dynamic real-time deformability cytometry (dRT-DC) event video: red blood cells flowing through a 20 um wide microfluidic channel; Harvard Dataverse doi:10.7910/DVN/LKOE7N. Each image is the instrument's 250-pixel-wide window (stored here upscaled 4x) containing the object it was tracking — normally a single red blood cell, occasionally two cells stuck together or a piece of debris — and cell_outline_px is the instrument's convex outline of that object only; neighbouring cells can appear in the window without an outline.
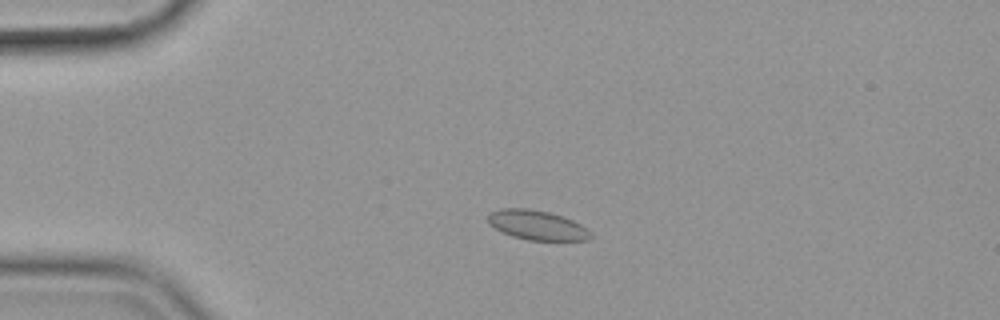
{"species": "common noctule bat (a hibernating species)", "species_latin": "Nyctalus noctula", "temperature_condition": "cold", "stored_images_in_passage": 54, "camera_frame_rate_fps": 3000, "um_per_image_px": 0.085, "animal": {"sex": "female", "body_mass_g": 19.9}, "frame": {"image": 1, "passage_image": 11, "time_ms": 3.333, "image_size_px": [1000, 320], "cell_outline_px": [[592, 236], [588, 240], [528, 240], [512, 236], [488, 224], [488, 212], [500, 208], [528, 208], [548, 212], [572, 220], [580, 224], [592, 232]], "centroid_in_image_um": [45.63, 19.13], "position_along_channel_um": 39.4, "area_um2": 17.63}}
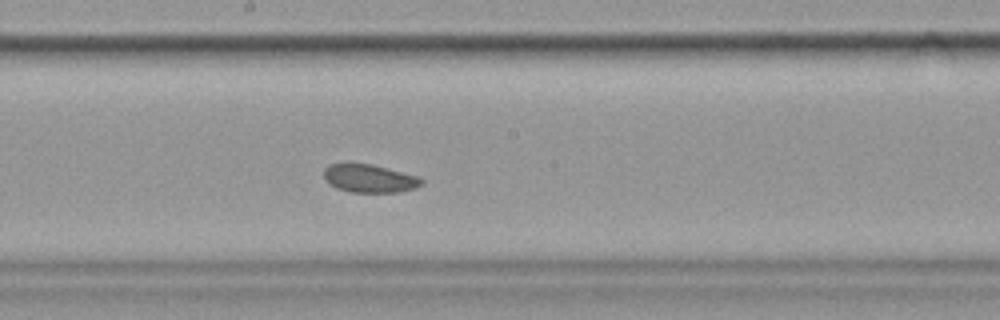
{"frame": {"image": 2, "passage_image": 29, "time_ms": 9.333, "image_size_px": [1000, 320], "cell_outline_px": [[424, 184], [416, 188], [400, 192], [352, 192], [336, 188], [328, 184], [324, 180], [324, 168], [328, 164], [372, 164], [420, 176], [424, 180]], "centroid_in_image_um": [31.44, 15.17], "position_along_channel_um": 216.8, "area_um2": 16.24}}
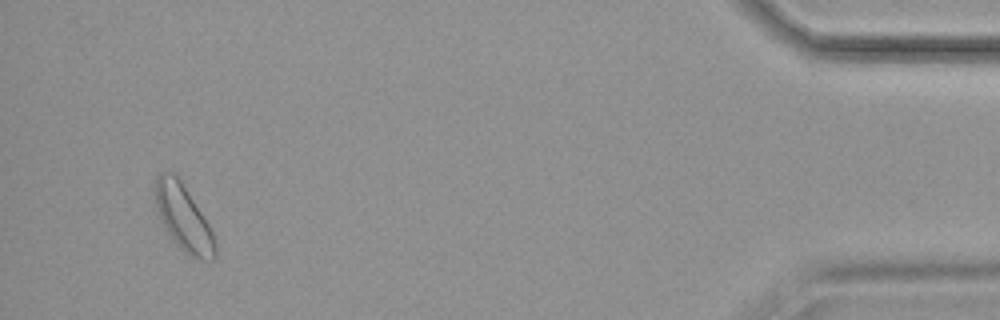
{"frame": {"image": 3, "passage_image": 52, "time_ms": 17.0, "image_size_px": [1000, 320], "cell_outline_px": [[216, 260], [200, 260], [188, 256], [176, 244], [168, 232], [160, 216], [156, 204], [152, 184], [156, 176], [160, 172], [172, 172], [180, 180], [208, 224], [216, 240]], "centroid_in_image_um": [15.59, 18.53], "position_along_channel_um": 419.6, "area_um2": 22.89}, "authors_computed_cell_mechanics": {"area_um2": 17.5423, "velocity_mm_per_s": 3.5384, "shape_relaxation_time_tau1_ms": null, "shape_relaxation_time_tau2_ms": 3.7957, "deformation_change_tau1": null, "deformation_change_tau2": 0.0792}}